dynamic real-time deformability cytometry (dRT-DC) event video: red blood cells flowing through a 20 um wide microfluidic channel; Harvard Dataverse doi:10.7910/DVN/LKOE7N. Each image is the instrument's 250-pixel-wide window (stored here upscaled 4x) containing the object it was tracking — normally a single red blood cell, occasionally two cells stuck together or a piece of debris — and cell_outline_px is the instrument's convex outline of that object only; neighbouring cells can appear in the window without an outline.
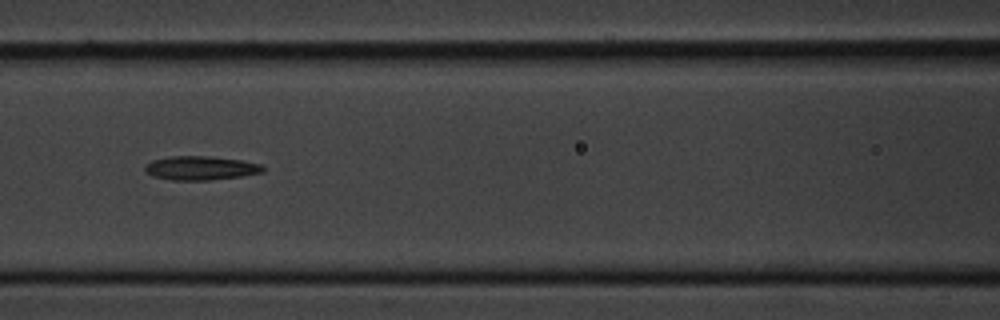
{"species": "common noctule bat (a hibernating species)", "species_latin": "Nyctalus noctula", "temperature_condition": "cold", "stored_images_in_passage": 9, "camera_frame_rate_fps": 3000, "um_per_image_px": 0.085, "animal": {"sex": "male", "body_mass_g": 20.1, "forearm_length_mm": 53.5}, "frame": {"image": 1, "passage_image": 6, "time_ms": 5.667, "image_size_px": [1000, 320], "cell_outline_px": [[264, 172], [240, 176], [208, 180], [172, 180], [152, 176], [144, 172], [144, 164], [152, 160], [168, 156], [208, 156], [240, 160], [260, 164], [264, 168]], "centroid_in_image_um": [16.98, 14.28], "position_along_channel_um": 149.6, "area_um2": 16.47}}
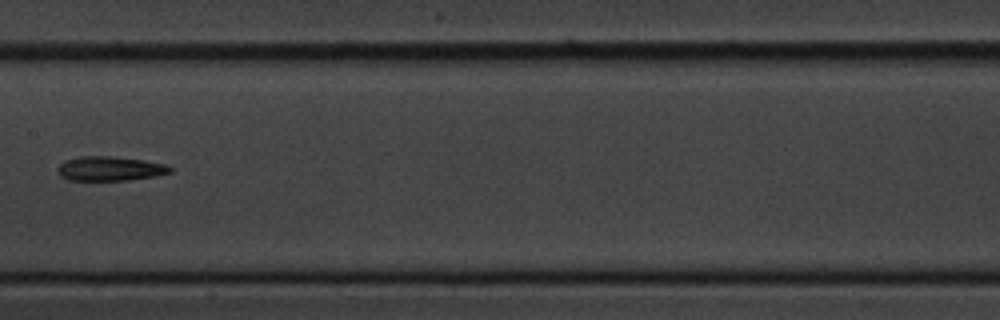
{"frame": {"image": 2, "passage_image": 7, "time_ms": 7.0, "image_size_px": [1000, 320], "cell_outline_px": [[172, 172], [156, 176], [128, 180], [68, 180], [60, 176], [56, 172], [56, 168], [64, 160], [80, 156], [112, 156], [144, 160], [164, 164], [172, 168]], "centroid_in_image_um": [9.3, 14.33], "position_along_channel_um": 198.1, "area_um2": 16.13}}
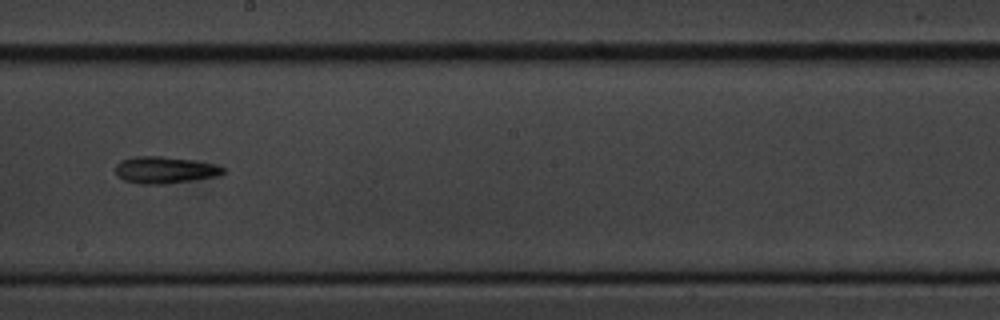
{"frame": {"image": 3, "passage_image": 8, "time_ms": 8.0, "image_size_px": [1000, 320], "cell_outline_px": [[224, 172], [220, 176], [164, 184], [144, 184], [124, 180], [116, 176], [116, 164], [120, 160], [136, 156], [160, 156], [192, 160], [216, 164], [224, 168]], "centroid_in_image_um": [14.0, 14.44], "position_along_channel_um": 234.2, "area_um2": 16.82}}